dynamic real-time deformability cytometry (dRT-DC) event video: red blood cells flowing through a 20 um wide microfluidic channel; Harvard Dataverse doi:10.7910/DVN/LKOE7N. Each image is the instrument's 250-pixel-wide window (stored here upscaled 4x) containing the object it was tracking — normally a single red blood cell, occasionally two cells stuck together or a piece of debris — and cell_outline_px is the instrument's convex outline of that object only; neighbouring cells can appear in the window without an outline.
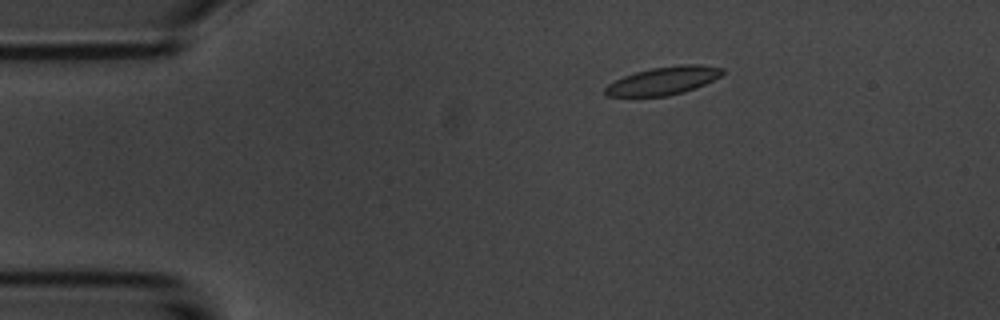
{"species": "common noctule bat (a hibernating species)", "species_latin": "Nyctalus noctula", "temperature_condition": "room temperature", "stored_images_in_passage": 4, "camera_frame_rate_fps": 3000, "um_per_image_px": 0.085, "animal": {"sex": "male", "body_mass_g": 20.1, "forearm_length_mm": 53.5}, "frame": {"image": 1, "passage_image": 3, "time_ms": 2.333, "image_size_px": [1000, 320], "cell_outline_px": [[724, 72], [720, 76], [696, 88], [684, 92], [668, 96], [604, 96], [604, 88], [608, 84], [624, 76], [636, 72], [652, 68], [680, 64], [700, 64], [724, 68]], "centroid_in_image_um": [56.39, 6.86], "position_along_channel_um": 28.6, "area_um2": 19.13}}